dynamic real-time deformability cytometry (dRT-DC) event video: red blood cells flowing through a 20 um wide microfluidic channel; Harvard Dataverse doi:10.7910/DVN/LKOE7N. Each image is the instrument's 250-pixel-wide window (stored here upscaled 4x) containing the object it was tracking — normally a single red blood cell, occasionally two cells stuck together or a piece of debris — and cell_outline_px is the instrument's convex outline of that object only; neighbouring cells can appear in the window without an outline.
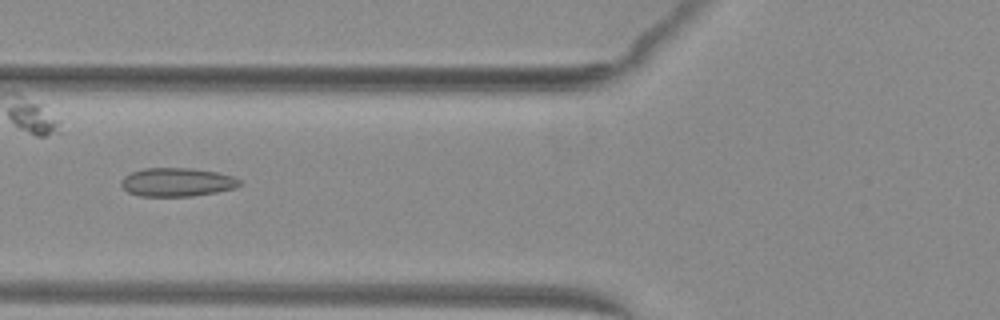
{"species": "common noctule bat (a hibernating species)", "species_latin": "Nyctalus noctula", "temperature_condition": "warm", "stored_images_in_passage": 48, "camera_frame_rate_fps": 3000, "um_per_image_px": 0.085, "animal": {"sex": "female", "body_mass_g": 29.2, "forearm_length_mm": 56.3}, "frame": {"image": 1, "passage_image": 18, "time_ms": 5.667, "image_size_px": [1000, 320], "cell_outline_px": [[244, 184], [232, 188], [216, 192], [192, 196], [140, 196], [128, 192], [120, 184], [120, 180], [124, 176], [132, 172], [144, 168], [192, 168], [216, 172], [232, 176], [240, 180]], "centroid_in_image_um": [15.03, 15.48], "position_along_channel_um": 110.8, "area_um2": 19.71}}
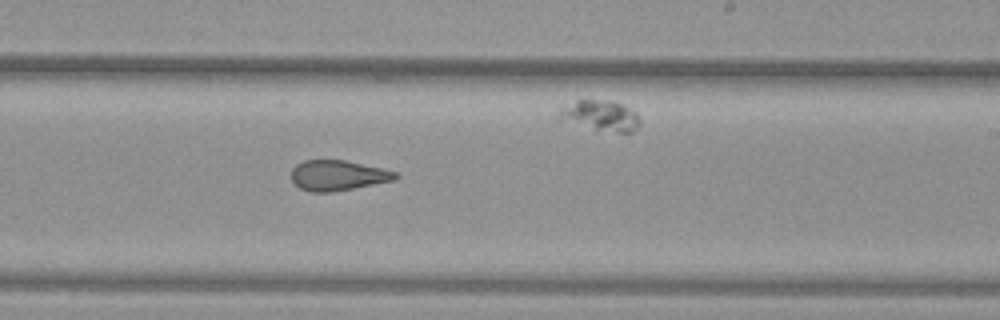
{"frame": {"image": 2, "passage_image": 29, "time_ms": 9.333, "image_size_px": [1000, 320], "cell_outline_px": [[400, 176], [396, 180], [332, 192], [312, 192], [300, 188], [292, 180], [292, 168], [296, 164], [304, 160], [344, 160], [400, 172]], "centroid_in_image_um": [28.76, 14.91], "position_along_channel_um": 260.2, "area_um2": 18.44}}
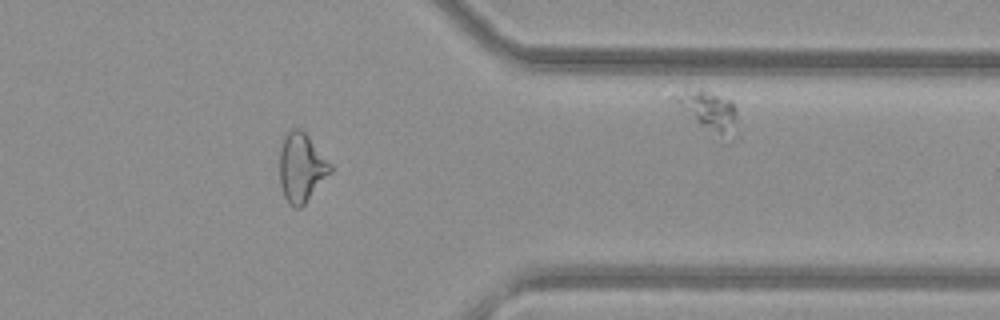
{"frame": {"image": 3, "passage_image": 39, "time_ms": 12.667, "image_size_px": [1000, 320], "cell_outline_px": [[332, 172], [304, 204], [300, 208], [292, 208], [288, 204], [284, 196], [280, 184], [280, 152], [284, 140], [288, 132], [292, 128], [300, 128], [308, 136], [332, 164]], "centroid_in_image_um": [25.63, 14.27], "position_along_channel_um": 385.8, "area_um2": 20.29}, "authors_computed_cell_mechanics": {"area_um2": 20.8947, "velocity_mm_per_s": 4.0878, "shape_relaxation_time_tau1_ms": null, "shape_relaxation_time_tau2_ms": 1.5375, "deformation_change_tau1": null, "deformation_change_tau2": 0.0944}}